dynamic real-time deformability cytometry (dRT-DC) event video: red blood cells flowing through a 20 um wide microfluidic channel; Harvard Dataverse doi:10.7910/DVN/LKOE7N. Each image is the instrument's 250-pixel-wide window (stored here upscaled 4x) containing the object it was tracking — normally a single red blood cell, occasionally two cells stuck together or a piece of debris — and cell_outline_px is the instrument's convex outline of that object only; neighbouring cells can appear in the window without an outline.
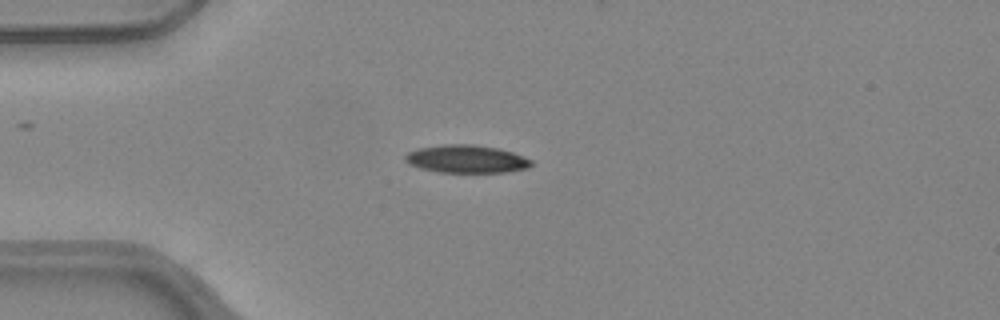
{"species": "common noctule bat (a hibernating species)", "species_latin": "Nyctalus noctula", "temperature_condition": "warm", "stored_images_in_passage": 39, "camera_frame_rate_fps": 3000, "um_per_image_px": 0.085, "animal": {"sex": "female", "body_mass_g": 24.6, "forearm_length_mm": 56.2}, "frame": {"image": 1, "passage_image": 1, "time_ms": 0.0, "image_size_px": [1000, 320], "cell_outline_px": [[532, 164], [528, 168], [508, 172], [440, 172], [420, 168], [408, 164], [404, 160], [404, 156], [408, 152], [416, 148], [444, 144], [476, 144], [500, 148], [512, 152], [532, 160]], "centroid_in_image_um": [39.63, 13.5], "position_along_channel_um": 45.4, "area_um2": 20.69}}
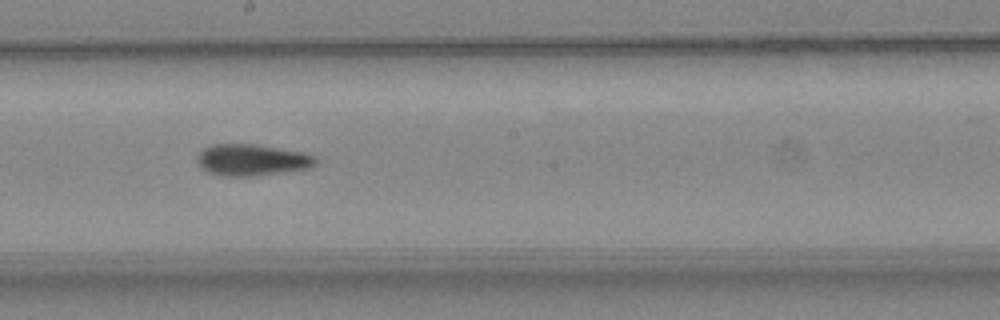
{"frame": {"image": 2, "passage_image": 16, "time_ms": 5.0, "image_size_px": [1000, 320], "cell_outline_px": [[316, 164], [312, 168], [284, 172], [252, 176], [220, 176], [208, 172], [200, 168], [196, 160], [196, 156], [204, 148], [212, 144], [252, 144], [304, 152], [316, 156]], "centroid_in_image_um": [21.4, 13.6], "position_along_channel_um": 226.8, "area_um2": 21.96}}
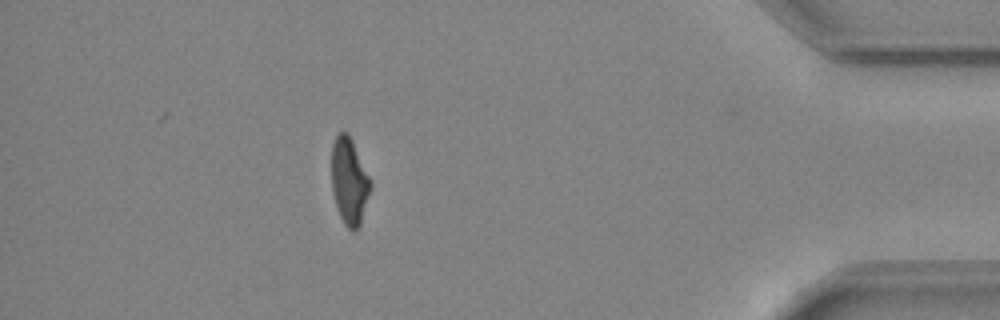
{"frame": {"image": 3, "passage_image": 33, "time_ms": 10.667, "image_size_px": [1000, 320], "cell_outline_px": [[372, 184], [360, 224], [356, 232], [352, 232], [344, 224], [336, 208], [332, 192], [332, 144], [336, 136], [340, 132], [348, 132], [352, 140]], "centroid_in_image_um": [29.67, 15.43], "position_along_channel_um": 405.5, "area_um2": 19.54}, "authors_computed_cell_mechanics": {"area_um2": 21.097, "velocity_mm_per_s": 4.0337, "shape_relaxation_time_tau1_ms": 5.9413, "shape_relaxation_time_tau2_ms": 3.255, "deformation_change_tau1": 0.2025, "deformation_change_tau2": 0.1099}}